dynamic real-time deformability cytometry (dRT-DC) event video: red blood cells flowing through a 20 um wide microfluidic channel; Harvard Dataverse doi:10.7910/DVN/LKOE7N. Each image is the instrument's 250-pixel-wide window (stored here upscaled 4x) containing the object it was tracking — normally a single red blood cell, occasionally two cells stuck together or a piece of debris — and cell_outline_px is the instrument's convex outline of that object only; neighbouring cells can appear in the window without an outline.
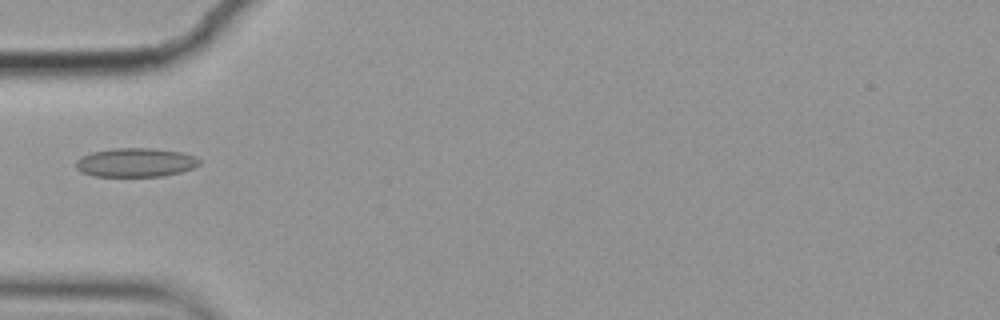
{"species": "common noctule bat (a hibernating species)", "species_latin": "Nyctalus noctula", "temperature_condition": "cold", "stored_images_in_passage": 6, "camera_frame_rate_fps": 3000, "um_per_image_px": 0.085, "animal": {"sex": "female", "body_mass_g": 19.9}, "frame": {"image": 1, "passage_image": 6, "time_ms": 1.667, "image_size_px": [1000, 320], "cell_outline_px": [[200, 164], [192, 168], [180, 172], [164, 176], [92, 176], [80, 172], [76, 168], [76, 160], [80, 156], [92, 152], [112, 148], [152, 148], [184, 152], [196, 156], [200, 160]], "centroid_in_image_um": [11.52, 13.8], "position_along_channel_um": 73.5, "area_um2": 21.04}}